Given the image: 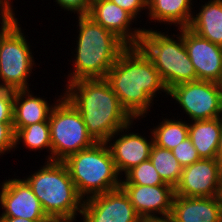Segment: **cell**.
Returning <instances> with one entry per match:
<instances>
[{
  "instance_id": "603a6c76",
  "label": "cell",
  "mask_w": 222,
  "mask_h": 222,
  "mask_svg": "<svg viewBox=\"0 0 222 222\" xmlns=\"http://www.w3.org/2000/svg\"><path fill=\"white\" fill-rule=\"evenodd\" d=\"M28 151H43L49 154L45 157L46 161H52V146L50 137L49 122H38L33 125L23 127L15 133V150L22 145Z\"/></svg>"
},
{
  "instance_id": "30bf717a",
  "label": "cell",
  "mask_w": 222,
  "mask_h": 222,
  "mask_svg": "<svg viewBox=\"0 0 222 222\" xmlns=\"http://www.w3.org/2000/svg\"><path fill=\"white\" fill-rule=\"evenodd\" d=\"M175 195L183 197L222 196V164L217 159L201 158L182 168Z\"/></svg>"
},
{
  "instance_id": "7a4b0ae2",
  "label": "cell",
  "mask_w": 222,
  "mask_h": 222,
  "mask_svg": "<svg viewBox=\"0 0 222 222\" xmlns=\"http://www.w3.org/2000/svg\"><path fill=\"white\" fill-rule=\"evenodd\" d=\"M64 96L80 112L87 133L95 142H106L135 119L121 105L106 79H82L64 86Z\"/></svg>"
},
{
  "instance_id": "836d02e7",
  "label": "cell",
  "mask_w": 222,
  "mask_h": 222,
  "mask_svg": "<svg viewBox=\"0 0 222 222\" xmlns=\"http://www.w3.org/2000/svg\"><path fill=\"white\" fill-rule=\"evenodd\" d=\"M216 159L222 164V131H221V136H220V141L216 153Z\"/></svg>"
},
{
  "instance_id": "6da1fadb",
  "label": "cell",
  "mask_w": 222,
  "mask_h": 222,
  "mask_svg": "<svg viewBox=\"0 0 222 222\" xmlns=\"http://www.w3.org/2000/svg\"><path fill=\"white\" fill-rule=\"evenodd\" d=\"M105 79L121 105L137 120L147 117L158 94L163 92L168 98V89L160 73L139 46H128L119 55Z\"/></svg>"
},
{
  "instance_id": "8992f818",
  "label": "cell",
  "mask_w": 222,
  "mask_h": 222,
  "mask_svg": "<svg viewBox=\"0 0 222 222\" xmlns=\"http://www.w3.org/2000/svg\"><path fill=\"white\" fill-rule=\"evenodd\" d=\"M63 162L84 200L121 186L122 176L105 142H95L89 148L69 155Z\"/></svg>"
},
{
  "instance_id": "ac0fdd59",
  "label": "cell",
  "mask_w": 222,
  "mask_h": 222,
  "mask_svg": "<svg viewBox=\"0 0 222 222\" xmlns=\"http://www.w3.org/2000/svg\"><path fill=\"white\" fill-rule=\"evenodd\" d=\"M64 90L60 95H55V102L51 103L46 98L37 96L31 89L15 90L13 101V130L33 125L38 122H49L50 113L56 103L64 96Z\"/></svg>"
},
{
  "instance_id": "ba28073f",
  "label": "cell",
  "mask_w": 222,
  "mask_h": 222,
  "mask_svg": "<svg viewBox=\"0 0 222 222\" xmlns=\"http://www.w3.org/2000/svg\"><path fill=\"white\" fill-rule=\"evenodd\" d=\"M49 127L52 161H64L69 155L95 143L87 133L82 115L65 96L53 107Z\"/></svg>"
},
{
  "instance_id": "52a82bcc",
  "label": "cell",
  "mask_w": 222,
  "mask_h": 222,
  "mask_svg": "<svg viewBox=\"0 0 222 222\" xmlns=\"http://www.w3.org/2000/svg\"><path fill=\"white\" fill-rule=\"evenodd\" d=\"M14 21L0 36V88L31 89L29 82L35 71V55L21 24ZM33 53V54H32Z\"/></svg>"
},
{
  "instance_id": "4dcf8cb0",
  "label": "cell",
  "mask_w": 222,
  "mask_h": 222,
  "mask_svg": "<svg viewBox=\"0 0 222 222\" xmlns=\"http://www.w3.org/2000/svg\"><path fill=\"white\" fill-rule=\"evenodd\" d=\"M16 14L17 11H0V36L10 27L14 21L18 20V18L15 16Z\"/></svg>"
},
{
  "instance_id": "83f0119b",
  "label": "cell",
  "mask_w": 222,
  "mask_h": 222,
  "mask_svg": "<svg viewBox=\"0 0 222 222\" xmlns=\"http://www.w3.org/2000/svg\"><path fill=\"white\" fill-rule=\"evenodd\" d=\"M14 90L0 88V122H13Z\"/></svg>"
},
{
  "instance_id": "8d00e7d4",
  "label": "cell",
  "mask_w": 222,
  "mask_h": 222,
  "mask_svg": "<svg viewBox=\"0 0 222 222\" xmlns=\"http://www.w3.org/2000/svg\"><path fill=\"white\" fill-rule=\"evenodd\" d=\"M219 85H220L221 94H222V79H221V81L219 82Z\"/></svg>"
},
{
  "instance_id": "9a60e30c",
  "label": "cell",
  "mask_w": 222,
  "mask_h": 222,
  "mask_svg": "<svg viewBox=\"0 0 222 222\" xmlns=\"http://www.w3.org/2000/svg\"><path fill=\"white\" fill-rule=\"evenodd\" d=\"M183 41L198 80L219 83L222 79V46L183 28Z\"/></svg>"
},
{
  "instance_id": "e575fe53",
  "label": "cell",
  "mask_w": 222,
  "mask_h": 222,
  "mask_svg": "<svg viewBox=\"0 0 222 222\" xmlns=\"http://www.w3.org/2000/svg\"><path fill=\"white\" fill-rule=\"evenodd\" d=\"M140 222H169V217H166V218L141 219Z\"/></svg>"
},
{
  "instance_id": "7c38bea8",
  "label": "cell",
  "mask_w": 222,
  "mask_h": 222,
  "mask_svg": "<svg viewBox=\"0 0 222 222\" xmlns=\"http://www.w3.org/2000/svg\"><path fill=\"white\" fill-rule=\"evenodd\" d=\"M0 185V207L3 209L0 217H19L36 222L50 219L23 177H8V180L6 178Z\"/></svg>"
},
{
  "instance_id": "d6986e66",
  "label": "cell",
  "mask_w": 222,
  "mask_h": 222,
  "mask_svg": "<svg viewBox=\"0 0 222 222\" xmlns=\"http://www.w3.org/2000/svg\"><path fill=\"white\" fill-rule=\"evenodd\" d=\"M194 0H147V21L178 28L190 26L195 9ZM167 25V28H166Z\"/></svg>"
},
{
  "instance_id": "e0dca14e",
  "label": "cell",
  "mask_w": 222,
  "mask_h": 222,
  "mask_svg": "<svg viewBox=\"0 0 222 222\" xmlns=\"http://www.w3.org/2000/svg\"><path fill=\"white\" fill-rule=\"evenodd\" d=\"M171 222H221L222 196L183 197L175 195Z\"/></svg>"
},
{
  "instance_id": "f546056e",
  "label": "cell",
  "mask_w": 222,
  "mask_h": 222,
  "mask_svg": "<svg viewBox=\"0 0 222 222\" xmlns=\"http://www.w3.org/2000/svg\"><path fill=\"white\" fill-rule=\"evenodd\" d=\"M122 9L130 13L137 21L141 18V13L147 16V0H110ZM145 12H142L144 11Z\"/></svg>"
},
{
  "instance_id": "4316f807",
  "label": "cell",
  "mask_w": 222,
  "mask_h": 222,
  "mask_svg": "<svg viewBox=\"0 0 222 222\" xmlns=\"http://www.w3.org/2000/svg\"><path fill=\"white\" fill-rule=\"evenodd\" d=\"M15 151L13 122H0V156Z\"/></svg>"
},
{
  "instance_id": "1f68e13d",
  "label": "cell",
  "mask_w": 222,
  "mask_h": 222,
  "mask_svg": "<svg viewBox=\"0 0 222 222\" xmlns=\"http://www.w3.org/2000/svg\"><path fill=\"white\" fill-rule=\"evenodd\" d=\"M12 0H0V11H15Z\"/></svg>"
},
{
  "instance_id": "3957f363",
  "label": "cell",
  "mask_w": 222,
  "mask_h": 222,
  "mask_svg": "<svg viewBox=\"0 0 222 222\" xmlns=\"http://www.w3.org/2000/svg\"><path fill=\"white\" fill-rule=\"evenodd\" d=\"M77 34L72 49V71L66 83L82 79H105L119 55L128 47L114 33L88 15H75ZM74 55V56H73Z\"/></svg>"
},
{
  "instance_id": "d590c367",
  "label": "cell",
  "mask_w": 222,
  "mask_h": 222,
  "mask_svg": "<svg viewBox=\"0 0 222 222\" xmlns=\"http://www.w3.org/2000/svg\"><path fill=\"white\" fill-rule=\"evenodd\" d=\"M78 221L77 219H73V220H56V219H51V222H75Z\"/></svg>"
},
{
  "instance_id": "8fae6325",
  "label": "cell",
  "mask_w": 222,
  "mask_h": 222,
  "mask_svg": "<svg viewBox=\"0 0 222 222\" xmlns=\"http://www.w3.org/2000/svg\"><path fill=\"white\" fill-rule=\"evenodd\" d=\"M135 121L139 122L141 120L138 119L137 121V119H135L124 128L115 132L105 142L111 152L117 171L121 176L132 167L139 165L142 161L148 160L152 146L154 145L151 130L149 133V135H151H147L151 140L148 139L147 136H144L145 133L141 135V133L139 134L138 132H131V128L134 129L133 126L136 124Z\"/></svg>"
},
{
  "instance_id": "5b68a950",
  "label": "cell",
  "mask_w": 222,
  "mask_h": 222,
  "mask_svg": "<svg viewBox=\"0 0 222 222\" xmlns=\"http://www.w3.org/2000/svg\"><path fill=\"white\" fill-rule=\"evenodd\" d=\"M152 28H143L138 46L152 60L167 89L181 83L197 81L183 41V28H177L179 32L176 35H170L169 29L167 32L165 29V32L157 31V25L155 30Z\"/></svg>"
},
{
  "instance_id": "ffe728a7",
  "label": "cell",
  "mask_w": 222,
  "mask_h": 222,
  "mask_svg": "<svg viewBox=\"0 0 222 222\" xmlns=\"http://www.w3.org/2000/svg\"><path fill=\"white\" fill-rule=\"evenodd\" d=\"M203 3L205 4H200L199 11L194 10L188 28L198 36L222 46V0H208Z\"/></svg>"
},
{
  "instance_id": "cb8c5ba5",
  "label": "cell",
  "mask_w": 222,
  "mask_h": 222,
  "mask_svg": "<svg viewBox=\"0 0 222 222\" xmlns=\"http://www.w3.org/2000/svg\"><path fill=\"white\" fill-rule=\"evenodd\" d=\"M149 159L162 180L175 188L180 180L182 167L172 151L154 144Z\"/></svg>"
},
{
  "instance_id": "4fadbf2b",
  "label": "cell",
  "mask_w": 222,
  "mask_h": 222,
  "mask_svg": "<svg viewBox=\"0 0 222 222\" xmlns=\"http://www.w3.org/2000/svg\"><path fill=\"white\" fill-rule=\"evenodd\" d=\"M81 222H140L129 197L120 187L87 198L83 202Z\"/></svg>"
},
{
  "instance_id": "d4e9b609",
  "label": "cell",
  "mask_w": 222,
  "mask_h": 222,
  "mask_svg": "<svg viewBox=\"0 0 222 222\" xmlns=\"http://www.w3.org/2000/svg\"><path fill=\"white\" fill-rule=\"evenodd\" d=\"M122 177L121 184H136L141 186L169 185L162 180L150 159L132 167Z\"/></svg>"
},
{
  "instance_id": "44dd1931",
  "label": "cell",
  "mask_w": 222,
  "mask_h": 222,
  "mask_svg": "<svg viewBox=\"0 0 222 222\" xmlns=\"http://www.w3.org/2000/svg\"><path fill=\"white\" fill-rule=\"evenodd\" d=\"M222 117L189 122V138L200 158L216 159Z\"/></svg>"
},
{
  "instance_id": "484cf974",
  "label": "cell",
  "mask_w": 222,
  "mask_h": 222,
  "mask_svg": "<svg viewBox=\"0 0 222 222\" xmlns=\"http://www.w3.org/2000/svg\"><path fill=\"white\" fill-rule=\"evenodd\" d=\"M171 151L182 168H185L201 159L189 137L179 143V145Z\"/></svg>"
},
{
  "instance_id": "7402d4cb",
  "label": "cell",
  "mask_w": 222,
  "mask_h": 222,
  "mask_svg": "<svg viewBox=\"0 0 222 222\" xmlns=\"http://www.w3.org/2000/svg\"><path fill=\"white\" fill-rule=\"evenodd\" d=\"M166 116L162 121L158 122L156 126L150 128L154 144L156 146L166 148L169 150L174 149L179 143L183 142L189 136V123L182 119H175Z\"/></svg>"
},
{
  "instance_id": "f1b7e54d",
  "label": "cell",
  "mask_w": 222,
  "mask_h": 222,
  "mask_svg": "<svg viewBox=\"0 0 222 222\" xmlns=\"http://www.w3.org/2000/svg\"><path fill=\"white\" fill-rule=\"evenodd\" d=\"M54 1V0H53ZM92 0H55L56 5L64 9L65 12L77 15H88Z\"/></svg>"
},
{
  "instance_id": "2e32d148",
  "label": "cell",
  "mask_w": 222,
  "mask_h": 222,
  "mask_svg": "<svg viewBox=\"0 0 222 222\" xmlns=\"http://www.w3.org/2000/svg\"><path fill=\"white\" fill-rule=\"evenodd\" d=\"M88 16L114 33L127 46L139 45L144 30L143 27L132 28L133 23L138 25L136 24L138 23L137 20L110 0H92Z\"/></svg>"
},
{
  "instance_id": "9c48e42d",
  "label": "cell",
  "mask_w": 222,
  "mask_h": 222,
  "mask_svg": "<svg viewBox=\"0 0 222 222\" xmlns=\"http://www.w3.org/2000/svg\"><path fill=\"white\" fill-rule=\"evenodd\" d=\"M168 96L188 116V122L222 117V94L217 82L181 83L169 89Z\"/></svg>"
},
{
  "instance_id": "277c9868",
  "label": "cell",
  "mask_w": 222,
  "mask_h": 222,
  "mask_svg": "<svg viewBox=\"0 0 222 222\" xmlns=\"http://www.w3.org/2000/svg\"><path fill=\"white\" fill-rule=\"evenodd\" d=\"M44 162L23 178L50 219L76 220L81 216L84 199L77 192L67 166L63 161Z\"/></svg>"
},
{
  "instance_id": "d6a6232c",
  "label": "cell",
  "mask_w": 222,
  "mask_h": 222,
  "mask_svg": "<svg viewBox=\"0 0 222 222\" xmlns=\"http://www.w3.org/2000/svg\"><path fill=\"white\" fill-rule=\"evenodd\" d=\"M0 222H36V221H31L25 218H14V217H0Z\"/></svg>"
},
{
  "instance_id": "5bb4252c",
  "label": "cell",
  "mask_w": 222,
  "mask_h": 222,
  "mask_svg": "<svg viewBox=\"0 0 222 222\" xmlns=\"http://www.w3.org/2000/svg\"><path fill=\"white\" fill-rule=\"evenodd\" d=\"M136 213L141 219L170 216L175 189L171 185L121 184Z\"/></svg>"
}]
</instances>
